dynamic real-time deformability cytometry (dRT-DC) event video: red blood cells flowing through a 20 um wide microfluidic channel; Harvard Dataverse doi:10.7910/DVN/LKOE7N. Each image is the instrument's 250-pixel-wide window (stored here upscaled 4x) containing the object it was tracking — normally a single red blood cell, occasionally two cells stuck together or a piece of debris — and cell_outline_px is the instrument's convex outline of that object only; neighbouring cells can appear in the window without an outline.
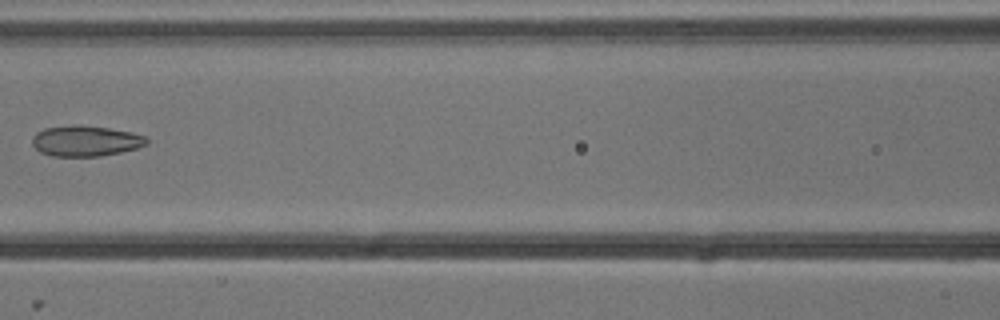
{"species": "common noctule bat (a hibernating species)", "species_latin": "Nyctalus noctula", "temperature_condition": "cold", "stored_images_in_passage": 4, "camera_frame_rate_fps": 3000, "um_per_image_px": 0.085, "animal": {"sex": "male", "body_mass_g": 13.3}, "frame": {"image": 1, "passage_image": 3, "time_ms": 0.667, "image_size_px": [1000, 320], "cell_outline_px": [[148, 144], [136, 148], [120, 152], [100, 156], [52, 156], [40, 152], [32, 144], [32, 136], [36, 132], [44, 128], [72, 124], [80, 124], [108, 128], [132, 132], [144, 136], [148, 140]], "centroid_in_image_um": [7.24, 11.96], "position_along_channel_um": 159.4, "area_um2": 20.58}}
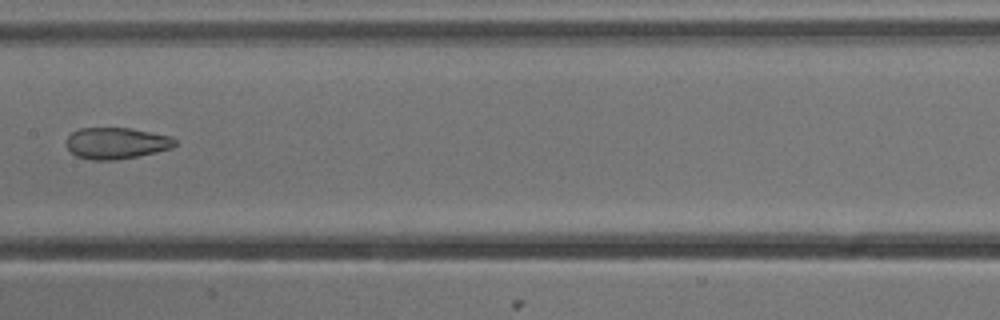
{"frame": {"image": 2, "passage_image": 4, "time_ms": 1.0, "image_size_px": [1000, 320], "cell_outline_px": [[176, 144], [172, 148], [136, 156], [116, 160], [92, 160], [76, 156], [68, 148], [68, 136], [72, 132], [80, 128], [128, 128], [172, 136], [176, 140]], "centroid_in_image_um": [9.9, 12.17], "position_along_channel_um": 197.5, "area_um2": 19.65}}